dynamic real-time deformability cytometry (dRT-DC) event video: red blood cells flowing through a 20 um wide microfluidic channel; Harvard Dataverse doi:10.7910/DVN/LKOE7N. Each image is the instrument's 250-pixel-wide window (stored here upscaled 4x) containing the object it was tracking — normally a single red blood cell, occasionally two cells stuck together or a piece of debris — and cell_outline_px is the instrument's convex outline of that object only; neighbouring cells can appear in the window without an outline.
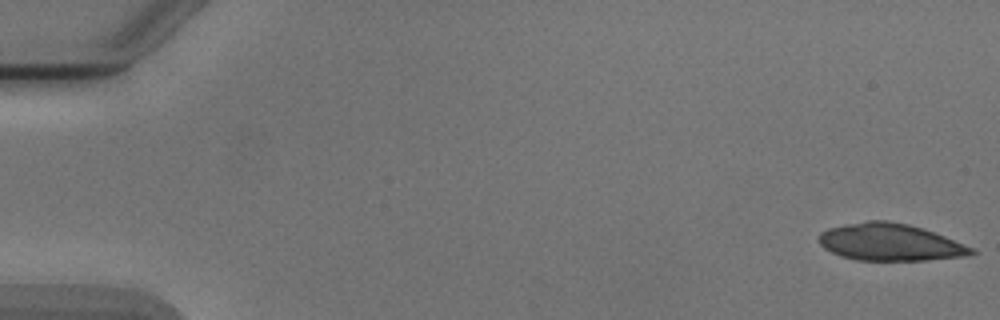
{"species": "Egyptian fruit bat (a non-hibernating species)", "species_latin": "Rousettus aegyptiacus", "temperature_condition": "cold", "stored_images_in_passage": 5, "camera_frame_rate_fps": 3000, "um_per_image_px": 0.085, "animal": {"sex": "male"}, "frame": {"image": 1, "passage_image": 1, "time_ms": 0.0, "image_size_px": [1000, 320], "cell_outline_px": [[980, 252], [968, 256], [924, 260], [856, 260], [840, 256], [824, 248], [816, 240], [816, 236], [820, 232], [828, 228], [868, 220], [888, 220], [908, 224], [924, 228], [976, 248]], "centroid_in_image_um": [75.68, 20.59], "position_along_channel_um": 9.3, "area_um2": 33.41}}